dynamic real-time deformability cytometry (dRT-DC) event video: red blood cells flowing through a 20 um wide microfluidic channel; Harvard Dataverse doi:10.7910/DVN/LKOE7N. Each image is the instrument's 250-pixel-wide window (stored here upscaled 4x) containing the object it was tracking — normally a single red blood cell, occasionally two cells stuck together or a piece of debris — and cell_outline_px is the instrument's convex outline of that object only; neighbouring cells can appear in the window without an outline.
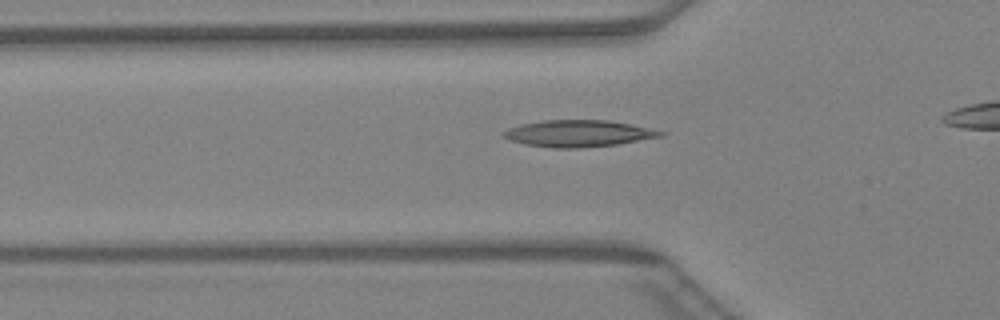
{"species": "Egyptian fruit bat (a non-hibernating species)", "species_latin": "Rousettus aegyptiacus", "temperature_condition": "warm", "stored_images_in_passage": 30, "camera_frame_rate_fps": 3000, "um_per_image_px": 0.085, "animal": {"sex": "female"}, "frame": {"image": 1, "passage_image": 8, "time_ms": 2.333, "image_size_px": [1000, 320], "cell_outline_px": [[668, 132], [664, 136], [616, 144], [576, 148], [556, 148], [524, 144], [512, 140], [504, 136], [500, 132], [508, 128], [524, 124], [544, 120], [608, 120], [632, 124]], "centroid_in_image_um": [49.21, 11.34], "position_along_channel_um": 76.6, "area_um2": 24.28}}
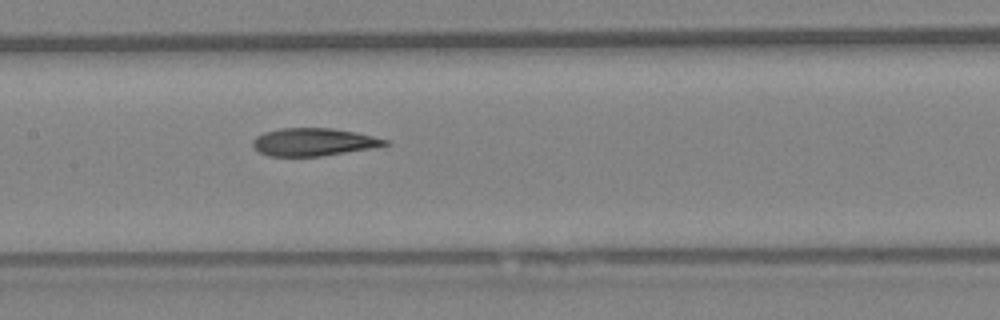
{"frame": {"image": 2, "passage_image": 15, "time_ms": 4.667, "image_size_px": [1000, 320], "cell_outline_px": [[392, 144], [320, 156], [268, 156], [260, 152], [252, 144], [252, 140], [256, 136], [264, 132], [280, 128], [332, 128], [356, 132], [388, 140]], "centroid_in_image_um": [26.62, 12.06], "position_along_channel_um": 180.8, "area_um2": 21.15}}
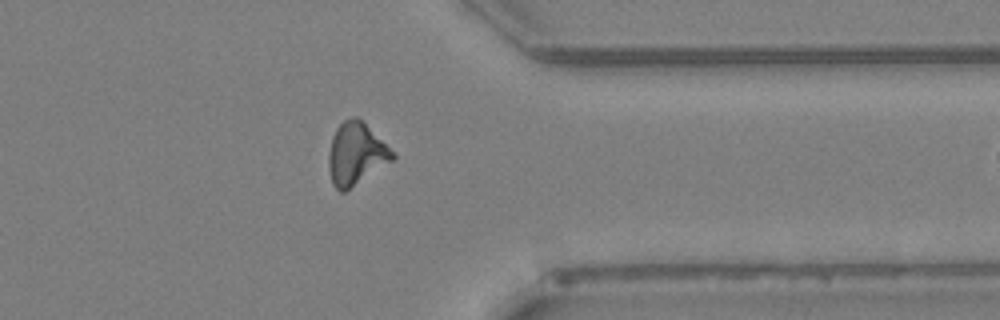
{"frame": {"image": 3, "passage_image": 29, "time_ms": 9.333, "image_size_px": [1000, 320], "cell_outline_px": [[396, 156], [392, 160], [344, 192], [340, 192], [332, 184], [328, 168], [328, 156], [332, 136], [336, 128], [344, 120], [352, 116], [356, 116]], "centroid_in_image_um": [30.19, 13.1], "position_along_channel_um": 381.2, "area_um2": 22.43}}